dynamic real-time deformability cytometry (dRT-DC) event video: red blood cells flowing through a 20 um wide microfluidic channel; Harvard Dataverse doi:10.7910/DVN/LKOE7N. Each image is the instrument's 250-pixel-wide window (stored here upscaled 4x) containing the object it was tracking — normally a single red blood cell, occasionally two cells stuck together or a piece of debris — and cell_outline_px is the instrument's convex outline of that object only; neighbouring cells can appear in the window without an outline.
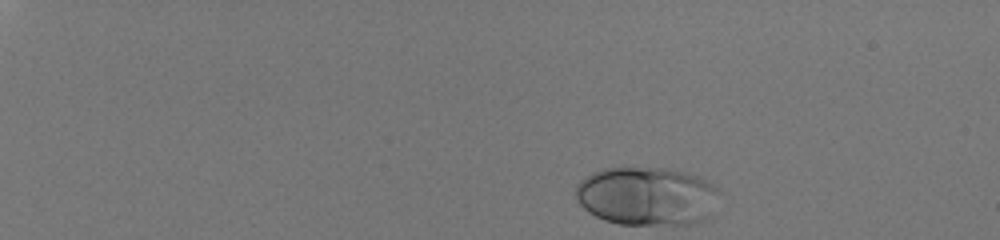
{"species": "human", "species_latin": "Homo sapiens", "temperature_condition": "room temperature", "stored_images_in_passage": 7, "camera_frame_rate_fps": 3000, "um_per_image_px": 0.085, "donor": {"sex": "male"}, "frame": {"image": 1, "passage_image": 1, "time_ms": 0.0, "image_size_px": [1000, 240], "cell_outline_px": [[720, 192], [704, 220], [692, 224], [620, 224], [604, 220], [588, 212], [576, 200], [576, 184], [580, 180], [592, 172], [604, 168], [664, 168], [684, 172], [696, 176], [720, 188]], "centroid_in_image_um": [54.93, 16.66], "position_along_channel_um": 30.1, "area_um2": 48.78}}